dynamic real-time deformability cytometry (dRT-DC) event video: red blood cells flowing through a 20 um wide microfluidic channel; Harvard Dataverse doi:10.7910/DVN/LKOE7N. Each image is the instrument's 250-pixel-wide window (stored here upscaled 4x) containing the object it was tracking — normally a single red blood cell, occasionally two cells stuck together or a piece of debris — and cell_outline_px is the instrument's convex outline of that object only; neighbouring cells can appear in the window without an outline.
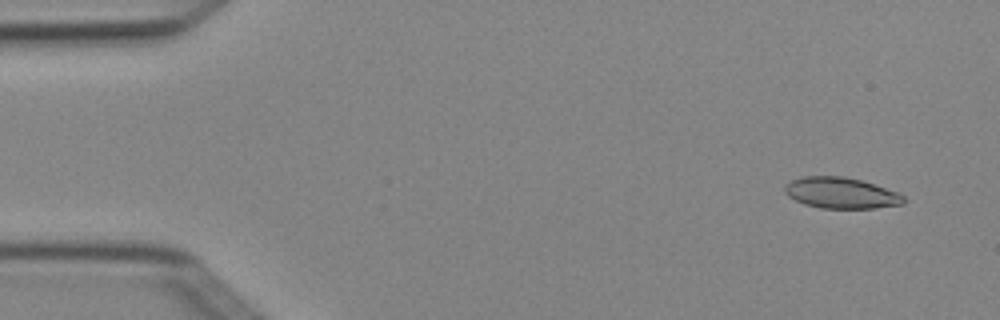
{"species": "Egyptian fruit bat (a non-hibernating species)", "species_latin": "Rousettus aegyptiacus", "temperature_condition": "cold", "stored_images_in_passage": 5, "segment_of_instrument_passage": [2, 2], "camera_frame_rate_fps": 3000, "um_per_image_px": 0.085, "animal": {"sex": "female"}, "frame": {"image": 1, "passage_image": 5, "time_ms": 1.333, "image_size_px": [1000, 320], "cell_outline_px": [[908, 200], [904, 204], [876, 208], [820, 208], [804, 204], [788, 196], [784, 192], [784, 184], [800, 176], [844, 176], [860, 180], [896, 192], [904, 196]], "centroid_in_image_um": [71.47, 16.4], "position_along_channel_um": 13.5, "area_um2": 21.56}}